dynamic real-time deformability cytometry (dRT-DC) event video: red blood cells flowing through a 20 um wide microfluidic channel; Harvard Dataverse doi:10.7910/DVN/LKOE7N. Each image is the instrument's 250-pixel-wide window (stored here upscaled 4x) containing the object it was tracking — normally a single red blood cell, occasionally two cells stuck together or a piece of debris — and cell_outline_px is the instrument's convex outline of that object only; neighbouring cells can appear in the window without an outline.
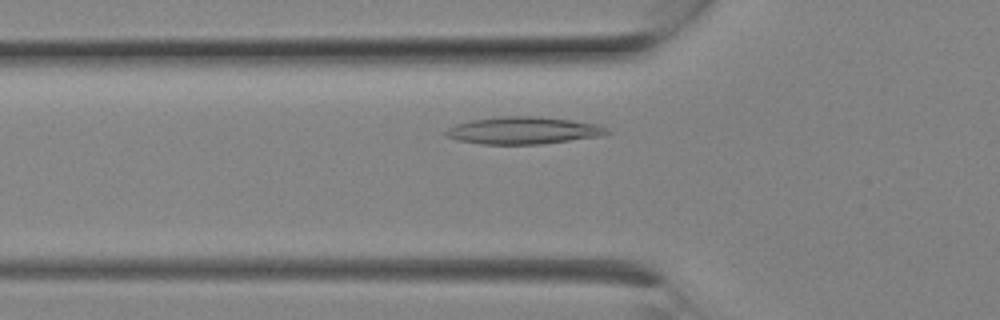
{"species": "Egyptian fruit bat (a non-hibernating species)", "species_latin": "Rousettus aegyptiacus", "temperature_condition": "room temperature", "stored_images_in_passage": 2, "camera_frame_rate_fps": 3000, "um_per_image_px": 0.085, "animal": {"sex": "female"}, "frame": {"image": 1, "passage_image": 2, "time_ms": 0.333, "image_size_px": [1000, 320], "cell_outline_px": [[608, 132], [600, 136], [540, 144], [480, 144], [456, 140], [444, 136], [444, 132], [448, 128], [456, 124], [472, 120], [500, 116], [532, 116], [568, 120], [600, 124]], "centroid_in_image_um": [44.4, 11.09], "position_along_channel_um": 81.4, "area_um2": 25.32}}